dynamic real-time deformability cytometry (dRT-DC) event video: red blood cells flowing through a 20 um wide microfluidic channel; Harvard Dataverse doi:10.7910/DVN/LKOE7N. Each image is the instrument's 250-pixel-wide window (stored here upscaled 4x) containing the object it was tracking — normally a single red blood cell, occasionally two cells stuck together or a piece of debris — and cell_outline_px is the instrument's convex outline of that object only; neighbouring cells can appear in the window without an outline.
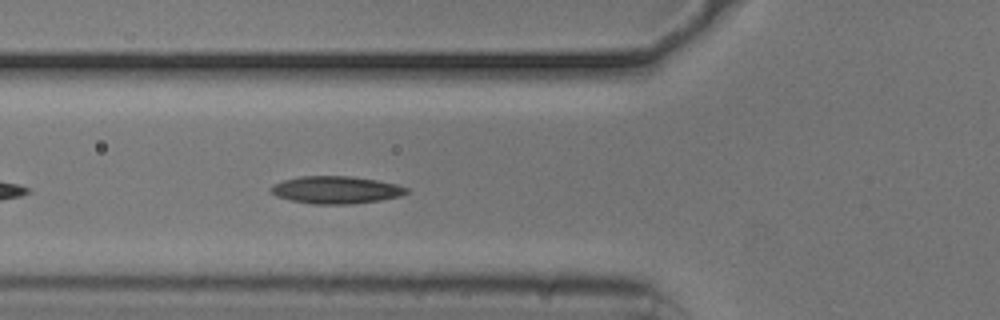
{"species": "common noctule bat (a hibernating species)", "species_latin": "Nyctalus noctula", "temperature_condition": "cold", "stored_images_in_passage": 12, "camera_frame_rate_fps": 3000, "um_per_image_px": 0.085, "animal": {"sex": "male", "body_mass_g": 20.5, "forearm_length_mm": 52.5}, "frame": {"image": 1, "passage_image": 6, "time_ms": 1.667, "image_size_px": [1000, 320], "cell_outline_px": [[408, 192], [400, 196], [380, 200], [352, 204], [312, 204], [292, 200], [276, 196], [268, 188], [272, 184], [284, 180], [300, 176], [352, 176], [376, 180], [396, 184], [408, 188]], "centroid_in_image_um": [28.54, 16.14], "position_along_channel_um": 97.3, "area_um2": 21.68}}
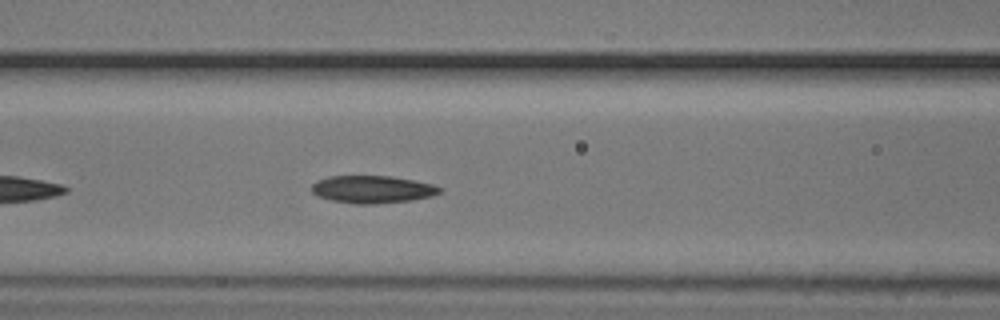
{"frame": {"image": 2, "passage_image": 9, "time_ms": 2.667, "image_size_px": [1000, 320], "cell_outline_px": [[444, 188], [440, 192], [432, 196], [412, 200], [372, 204], [356, 204], [332, 200], [316, 196], [312, 192], [312, 184], [316, 180], [328, 176], [392, 176], [432, 184]], "centroid_in_image_um": [31.64, 16.09], "position_along_channel_um": 135.0, "area_um2": 20.58}}